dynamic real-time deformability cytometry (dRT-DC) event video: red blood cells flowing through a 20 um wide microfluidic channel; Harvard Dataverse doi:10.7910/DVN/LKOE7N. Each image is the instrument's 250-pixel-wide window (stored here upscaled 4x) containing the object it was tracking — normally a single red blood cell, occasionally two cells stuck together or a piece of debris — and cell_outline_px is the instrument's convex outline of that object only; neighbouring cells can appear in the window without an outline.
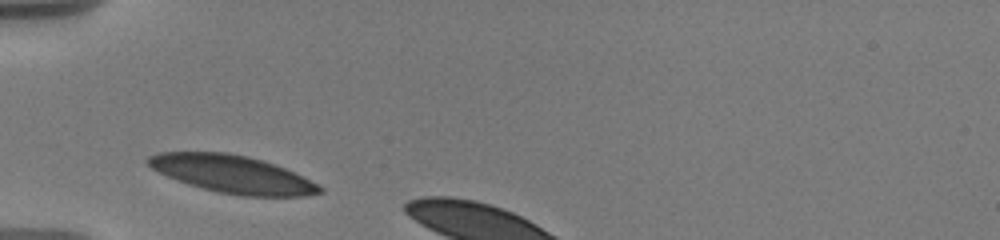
{"species": "human", "species_latin": "Homo sapiens", "temperature_condition": "warm", "stored_images_in_passage": 6, "camera_frame_rate_fps": 3000, "um_per_image_px": 0.085, "donor": {"sex": "male"}, "frame": {"image": 1, "passage_image": 1, "time_ms": 0.0, "image_size_px": [1000, 240], "cell_outline_px": [[324, 192], [308, 196], [240, 196], [220, 192], [188, 184], [176, 180], [152, 168], [144, 160], [148, 156], [156, 152], [228, 152], [248, 156], [284, 168], [324, 188]], "centroid_in_image_um": [19.71, 14.8], "position_along_channel_um": 65.3, "area_um2": 37.28}}